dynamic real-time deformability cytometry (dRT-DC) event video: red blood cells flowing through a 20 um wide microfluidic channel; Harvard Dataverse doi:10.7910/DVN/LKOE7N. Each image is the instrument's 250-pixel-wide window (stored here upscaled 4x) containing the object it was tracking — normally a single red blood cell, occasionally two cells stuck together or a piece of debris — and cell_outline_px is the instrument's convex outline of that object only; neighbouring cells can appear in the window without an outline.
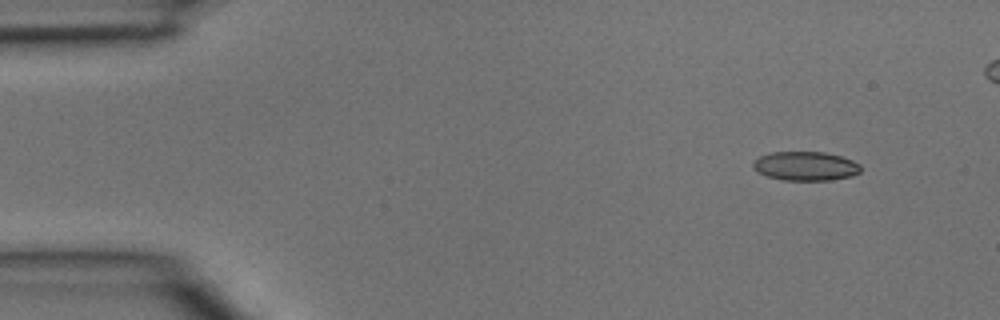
{"species": "common noctule bat (a hibernating species)", "species_latin": "Nyctalus noctula", "temperature_condition": "room temperature", "stored_images_in_passage": 4, "camera_frame_rate_fps": 3000, "um_per_image_px": 0.085, "animal": {"sex": "male", "body_mass_g": 15.6}, "frame": {"image": 1, "passage_image": 1, "time_ms": 0.0, "image_size_px": [1000, 320], "cell_outline_px": [[860, 172], [852, 176], [832, 180], [784, 180], [768, 176], [760, 172], [752, 164], [760, 156], [772, 152], [824, 152], [840, 156], [852, 160], [860, 164]], "centroid_in_image_um": [68.52, 14.11], "position_along_channel_um": 16.5, "area_um2": 17.98}}